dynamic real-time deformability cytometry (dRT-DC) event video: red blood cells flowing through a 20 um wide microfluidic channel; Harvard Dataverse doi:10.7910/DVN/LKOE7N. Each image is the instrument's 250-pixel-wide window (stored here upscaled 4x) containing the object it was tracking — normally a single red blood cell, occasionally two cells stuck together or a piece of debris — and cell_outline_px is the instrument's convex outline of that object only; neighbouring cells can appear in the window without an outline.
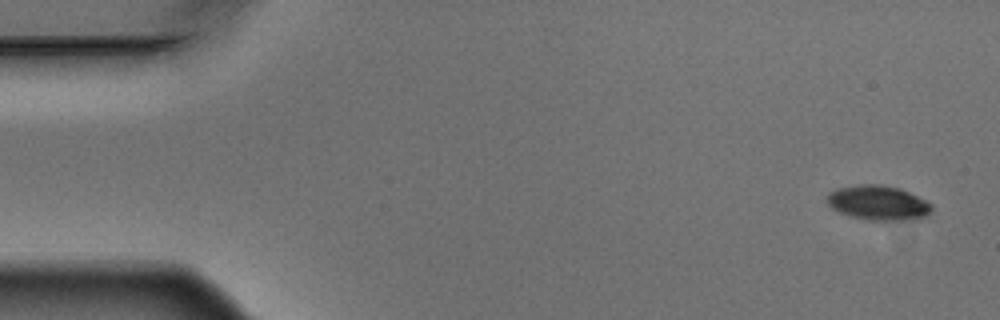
{"species": "Egyptian fruit bat (a non-hibernating species)", "species_latin": "Rousettus aegyptiacus", "temperature_condition": "warm", "stored_images_in_passage": 5, "camera_frame_rate_fps": 3000, "um_per_image_px": 0.085, "animal": {"sex": "male"}, "frame": {"image": 1, "passage_image": 1, "time_ms": 0.0, "image_size_px": [1000, 320], "cell_outline_px": [[932, 208], [920, 220], [868, 220], [852, 216], [840, 212], [832, 208], [828, 204], [828, 192], [836, 188], [860, 184], [880, 184], [900, 188], [932, 204]], "centroid_in_image_um": [74.64, 17.23], "position_along_channel_um": 10.4, "area_um2": 21.04}}
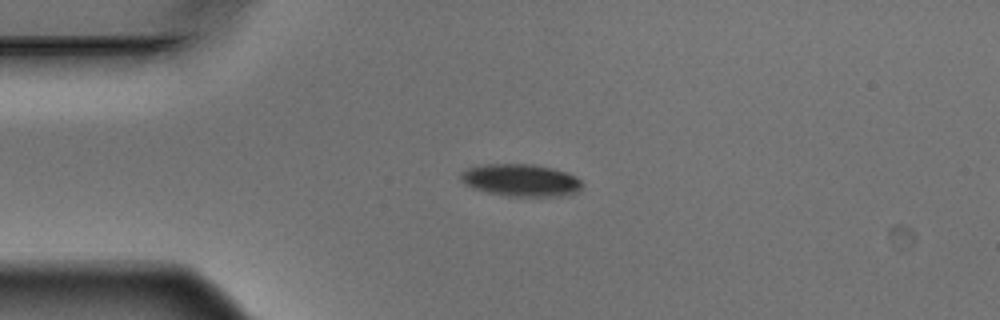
{"frame": {"image": 2, "passage_image": 4, "time_ms": 1.0, "image_size_px": [1000, 320], "cell_outline_px": [[580, 188], [576, 192], [560, 196], [508, 196], [488, 192], [472, 188], [464, 184], [460, 180], [460, 172], [468, 168], [488, 164], [532, 164], [552, 168], [564, 172], [580, 180]], "centroid_in_image_um": [44.2, 15.32], "position_along_channel_um": 40.8, "area_um2": 22.54}}